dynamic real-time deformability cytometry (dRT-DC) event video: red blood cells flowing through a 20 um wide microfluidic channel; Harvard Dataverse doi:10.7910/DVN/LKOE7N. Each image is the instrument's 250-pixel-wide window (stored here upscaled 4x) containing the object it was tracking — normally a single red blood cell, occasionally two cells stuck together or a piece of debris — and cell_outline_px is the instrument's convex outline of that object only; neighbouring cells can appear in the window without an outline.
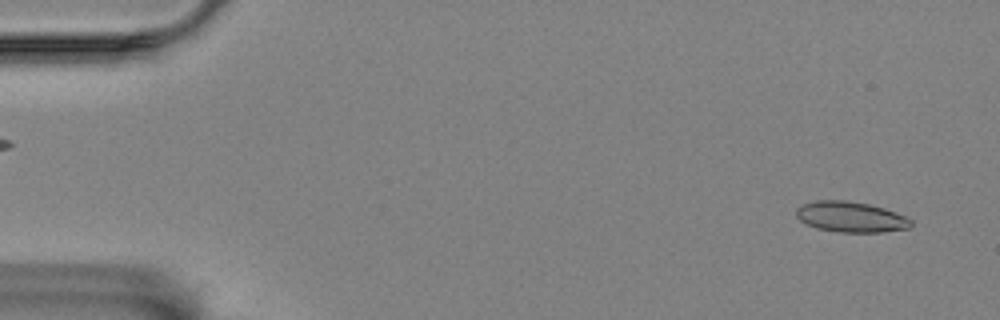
{"species": "Egyptian fruit bat (a non-hibernating species)", "species_latin": "Rousettus aegyptiacus", "temperature_condition": "room temperature", "stored_images_in_passage": 56, "camera_frame_rate_fps": 3000, "um_per_image_px": 0.085, "animal": {"sex": "female"}, "frame": {"image": 1, "passage_image": 3, "time_ms": 0.667, "image_size_px": [1000, 320], "cell_outline_px": [[912, 224], [908, 228], [884, 232], [840, 232], [816, 228], [800, 220], [796, 216], [796, 208], [804, 204], [816, 200], [844, 200], [868, 204], [884, 208], [896, 212], [912, 220]], "centroid_in_image_um": [72.32, 18.44], "position_along_channel_um": 12.7, "area_um2": 20.35}}
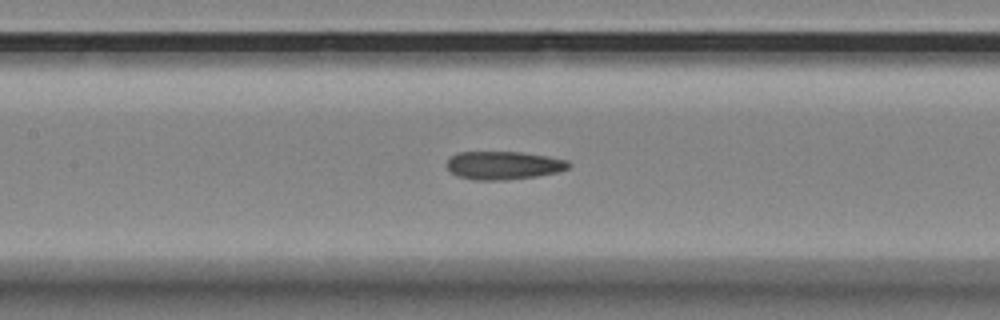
{"frame": {"image": 2, "passage_image": 26, "time_ms": 8.333, "image_size_px": [1000, 320], "cell_outline_px": [[572, 164], [568, 168], [556, 172], [536, 176], [508, 180], [472, 180], [456, 176], [448, 168], [448, 160], [452, 156], [460, 152], [520, 152], [548, 156], [568, 160]], "centroid_in_image_um": [42.82, 14.06], "position_along_channel_um": 164.6, "area_um2": 20.0}}
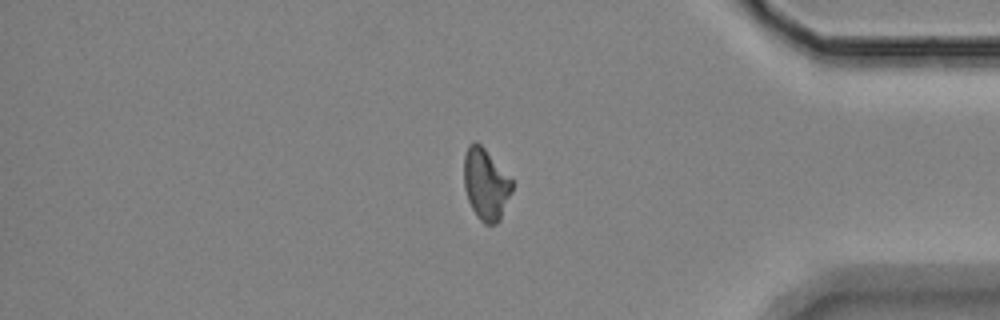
{"frame": {"image": 3, "passage_image": 48, "time_ms": 15.667, "image_size_px": [1000, 320], "cell_outline_px": [[512, 192], [500, 220], [496, 224], [484, 224], [476, 216], [468, 200], [464, 188], [464, 156], [468, 144], [476, 140], [484, 148], [512, 180]], "centroid_in_image_um": [41.28, 15.67], "position_along_channel_um": 393.9, "area_um2": 20.0}}